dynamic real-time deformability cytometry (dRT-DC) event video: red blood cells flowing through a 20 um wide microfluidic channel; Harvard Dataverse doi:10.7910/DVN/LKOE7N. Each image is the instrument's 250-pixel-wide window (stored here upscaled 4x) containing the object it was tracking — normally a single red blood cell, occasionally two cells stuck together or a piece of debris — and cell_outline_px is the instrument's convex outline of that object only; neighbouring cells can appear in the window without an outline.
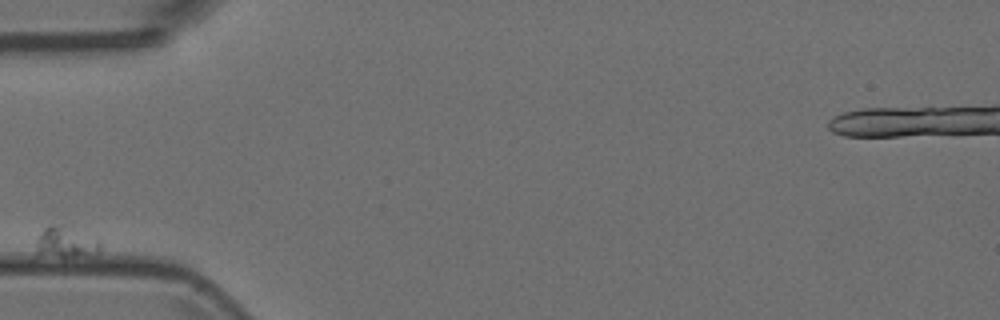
{"species": "Egyptian fruit bat (a non-hibernating species)", "species_latin": "Rousettus aegyptiacus", "temperature_condition": "room temperature", "stored_images_in_passage": 3, "camera_frame_rate_fps": 3000, "um_per_image_px": 0.085, "animal": {"sex": "female"}, "frame": {"image": 1, "passage_image": 2, "time_ms": 0.333, "image_size_px": [1000, 320], "cell_outline_px": [[100, 252], [96, 256], [36, 256], [36, 248], [40, 232], [48, 224], [64, 224], [100, 240]], "centroid_in_image_um": [5.61, 20.6], "position_along_channel_um": 79.4, "area_um2": 11.96}}